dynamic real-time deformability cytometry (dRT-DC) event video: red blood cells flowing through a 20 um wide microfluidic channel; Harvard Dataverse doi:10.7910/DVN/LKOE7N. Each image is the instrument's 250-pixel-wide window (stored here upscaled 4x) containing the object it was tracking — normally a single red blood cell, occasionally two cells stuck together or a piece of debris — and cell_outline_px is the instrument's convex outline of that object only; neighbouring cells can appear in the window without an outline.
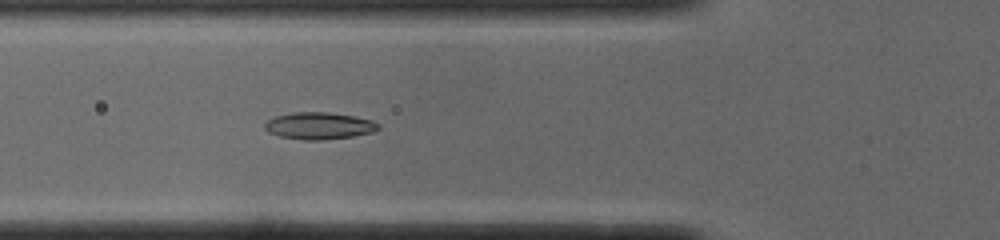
{"species": "common noctule bat (a hibernating species)", "species_latin": "Nyctalus noctula", "temperature_condition": "cold", "stored_images_in_passage": 50, "camera_frame_rate_fps": 3000, "um_per_image_px": 0.085, "animal": {"sex": "male", "body_mass_g": 19.0, "forearm_length_mm": 50.8}, "frame": {"image": 1, "passage_image": 17, "time_ms": 5.333, "image_size_px": [1000, 240], "cell_outline_px": [[380, 128], [372, 132], [352, 136], [320, 140], [304, 140], [280, 136], [268, 132], [264, 128], [264, 124], [268, 120], [276, 116], [296, 112], [328, 112], [352, 116], [372, 120], [380, 124]], "centroid_in_image_um": [27.12, 10.69], "position_along_channel_um": 98.7, "area_um2": 17.69}}
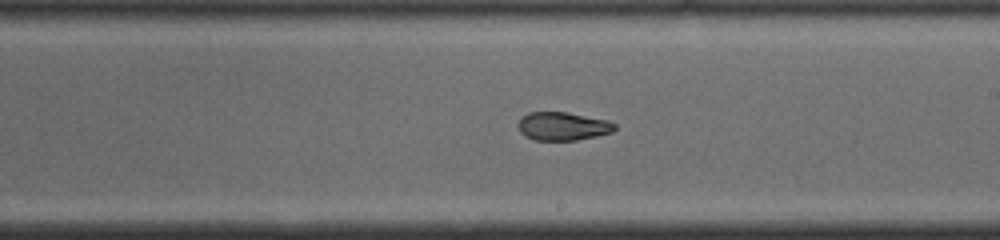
{"frame": {"image": 2, "passage_image": 28, "time_ms": 9.0, "image_size_px": [1000, 240], "cell_outline_px": [[616, 128], [612, 132], [596, 136], [576, 140], [532, 140], [524, 136], [520, 132], [516, 124], [520, 116], [528, 112], [568, 112], [608, 120], [616, 124]], "centroid_in_image_um": [47.78, 10.72], "position_along_channel_um": 241.2, "area_um2": 16.24}}
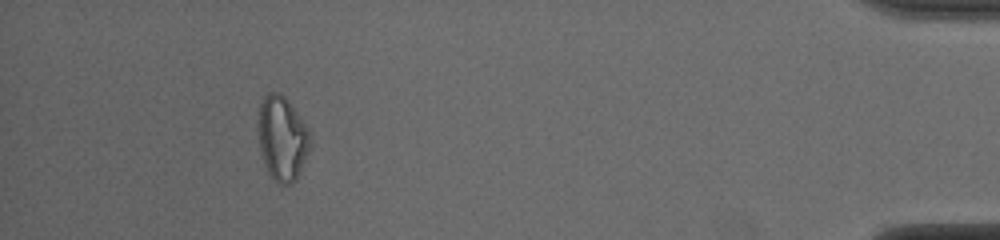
{"frame": {"image": 3, "passage_image": 46, "time_ms": 15.0, "image_size_px": [1000, 240], "cell_outline_px": [[308, 152], [296, 180], [292, 184], [280, 184], [268, 172], [264, 164], [260, 152], [256, 120], [260, 104], [264, 96], [268, 92], [280, 92], [288, 100], [308, 128]], "centroid_in_image_um": [23.93, 11.73], "position_along_channel_um": 411.3, "area_um2": 25.55}, "authors_computed_cell_mechanics": {"area_um2": 17.6579, "velocity_mm_per_s": 3.9038, "shape_relaxation_time_tau1_ms": null, "shape_relaxation_time_tau2_ms": 2.1741, "deformation_change_tau1": null, "deformation_change_tau2": 0.0733}}